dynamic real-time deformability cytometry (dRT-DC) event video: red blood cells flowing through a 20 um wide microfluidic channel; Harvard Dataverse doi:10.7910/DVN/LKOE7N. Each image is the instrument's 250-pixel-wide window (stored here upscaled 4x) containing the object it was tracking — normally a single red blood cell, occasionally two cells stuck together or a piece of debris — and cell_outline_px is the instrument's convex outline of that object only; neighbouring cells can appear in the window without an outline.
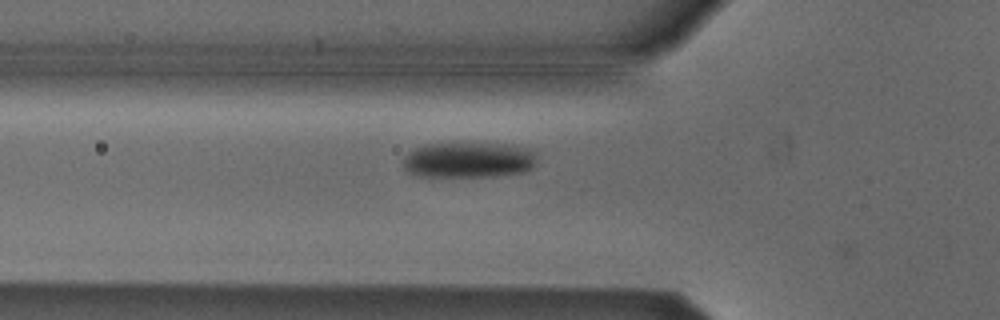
{"species": "Egyptian fruit bat (a non-hibernating species)", "species_latin": "Rousettus aegyptiacus", "temperature_condition": "cold", "stored_images_in_passage": 5, "camera_frame_rate_fps": 3000, "um_per_image_px": 0.085, "animal": {"sex": "male"}, "frame": {"image": 1, "passage_image": 3, "time_ms": 0.667, "image_size_px": [1000, 320], "cell_outline_px": [[536, 164], [532, 168], [524, 172], [496, 176], [420, 176], [408, 172], [404, 168], [400, 160], [408, 152], [424, 144], [504, 144], [524, 148], [536, 152]], "centroid_in_image_um": [39.8, 13.61], "position_along_channel_um": 86.0, "area_um2": 27.74}}